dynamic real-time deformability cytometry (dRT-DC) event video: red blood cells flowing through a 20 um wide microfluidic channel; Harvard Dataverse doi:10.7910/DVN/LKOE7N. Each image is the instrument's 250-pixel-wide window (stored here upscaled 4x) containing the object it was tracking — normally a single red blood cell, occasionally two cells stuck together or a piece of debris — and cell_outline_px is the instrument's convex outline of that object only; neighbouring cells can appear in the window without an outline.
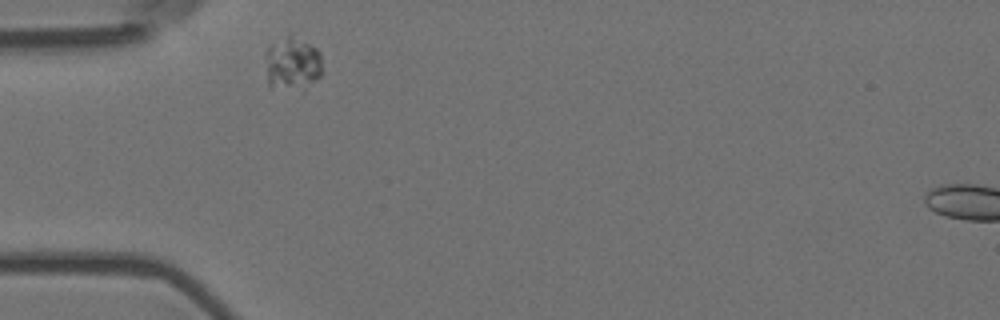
{"species": "Egyptian fruit bat (a non-hibernating species)", "species_latin": "Rousettus aegyptiacus", "temperature_condition": "room temperature", "stored_images_in_passage": 2, "camera_frame_rate_fps": 3000, "um_per_image_px": 0.085, "animal": {"sex": "female"}, "frame": {"image": 1, "passage_image": 1, "time_ms": 0.0, "image_size_px": [1000, 320], "cell_outline_px": [[324, 72], [304, 92], [268, 88], [268, 44], [288, 32], [292, 32], [312, 44], [320, 52]], "centroid_in_image_um": [24.92, 5.4], "position_along_channel_um": 60.1, "area_um2": 18.79}}
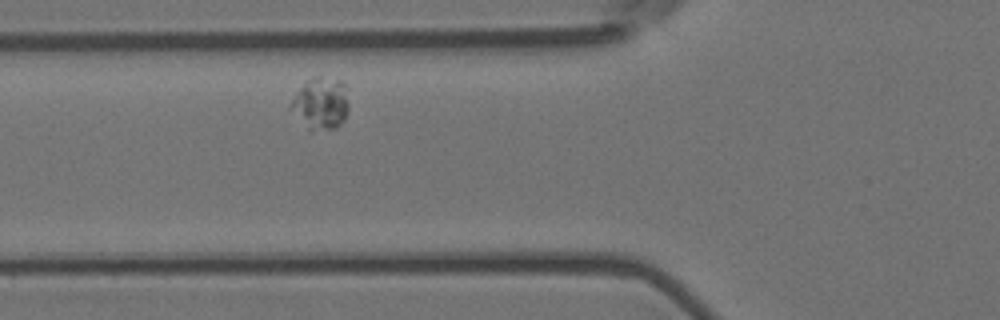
{"frame": {"image": 2, "passage_image": 2, "time_ms": 0.333, "image_size_px": [1000, 320], "cell_outline_px": [[348, 112], [344, 120], [336, 128], [308, 132], [288, 104], [300, 88], [312, 76], [320, 76], [340, 80], [344, 84], [348, 104]], "centroid_in_image_um": [27.26, 8.82], "position_along_channel_um": 98.5, "area_um2": 17.69}}